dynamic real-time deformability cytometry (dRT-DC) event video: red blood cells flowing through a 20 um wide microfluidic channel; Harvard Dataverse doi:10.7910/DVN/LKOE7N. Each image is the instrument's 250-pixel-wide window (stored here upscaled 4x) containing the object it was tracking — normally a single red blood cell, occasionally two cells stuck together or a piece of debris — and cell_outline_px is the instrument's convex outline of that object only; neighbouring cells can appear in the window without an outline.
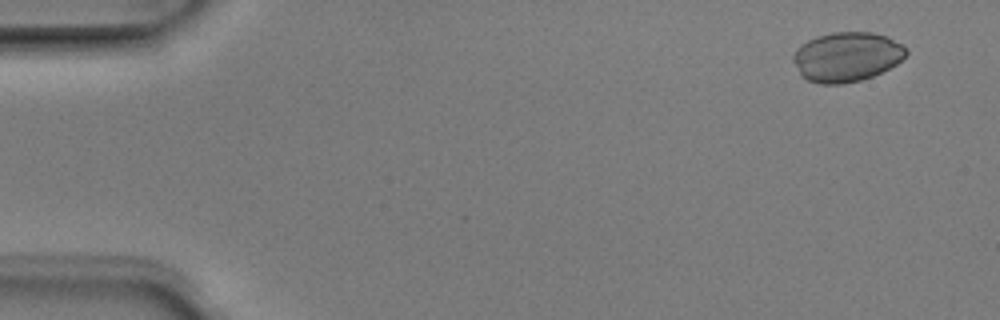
{"species": "Egyptian fruit bat (a non-hibernating species)", "species_latin": "Rousettus aegyptiacus", "temperature_condition": "room temperature", "stored_images_in_passage": 4, "camera_frame_rate_fps": 3000, "um_per_image_px": 0.085, "animal": {"sex": "male"}, "frame": {"image": 1, "passage_image": 1, "time_ms": 0.0, "image_size_px": [1000, 320], "cell_outline_px": [[908, 52], [896, 64], [872, 76], [860, 80], [840, 84], [820, 84], [808, 80], [800, 76], [792, 60], [792, 56], [796, 48], [808, 40], [816, 36], [832, 32], [872, 32], [888, 36], [904, 44], [908, 48]], "centroid_in_image_um": [71.96, 4.82], "position_along_channel_um": 13.0, "area_um2": 32.89}}